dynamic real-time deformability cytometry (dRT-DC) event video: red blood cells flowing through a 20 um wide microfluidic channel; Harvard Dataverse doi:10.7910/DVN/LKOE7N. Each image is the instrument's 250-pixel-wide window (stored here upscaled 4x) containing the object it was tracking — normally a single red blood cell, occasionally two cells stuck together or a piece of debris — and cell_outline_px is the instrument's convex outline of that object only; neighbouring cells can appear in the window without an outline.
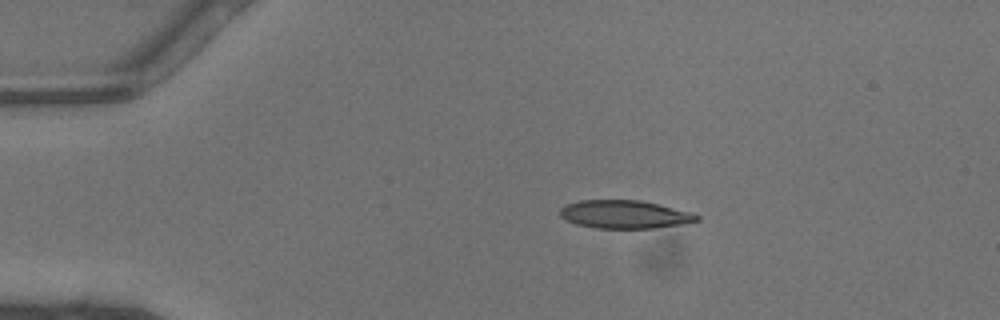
{"species": "common noctule bat (a hibernating species)", "species_latin": "Nyctalus noctula", "temperature_condition": "warm", "stored_images_in_passage": 38, "camera_frame_rate_fps": 3000, "um_per_image_px": 0.085, "animal": {"sex": "male", "body_mass_g": 13.3}, "frame": {"image": 1, "passage_image": 1, "time_ms": 0.0, "image_size_px": [1000, 320], "cell_outline_px": [[700, 220], [680, 224], [652, 228], [596, 228], [576, 224], [560, 216], [560, 208], [568, 204], [580, 200], [640, 200], [660, 204], [692, 212], [700, 216]], "centroid_in_image_um": [53.12, 18.21], "position_along_channel_um": 31.9, "area_um2": 22.37}}
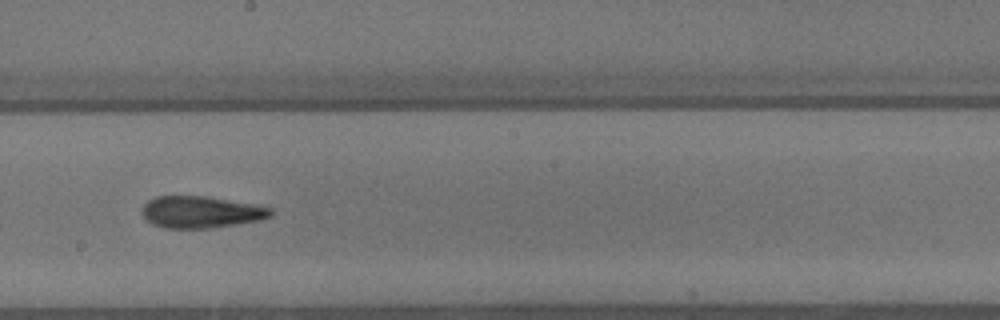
{"frame": {"image": 2, "passage_image": 18, "time_ms": 5.667, "image_size_px": [1000, 320], "cell_outline_px": [[276, 212], [272, 216], [260, 220], [216, 228], [164, 228], [152, 224], [144, 216], [140, 208], [148, 200], [156, 196], [204, 196], [252, 204], [272, 208]], "centroid_in_image_um": [17.09, 18.03], "position_along_channel_um": 231.1, "area_um2": 23.99}}
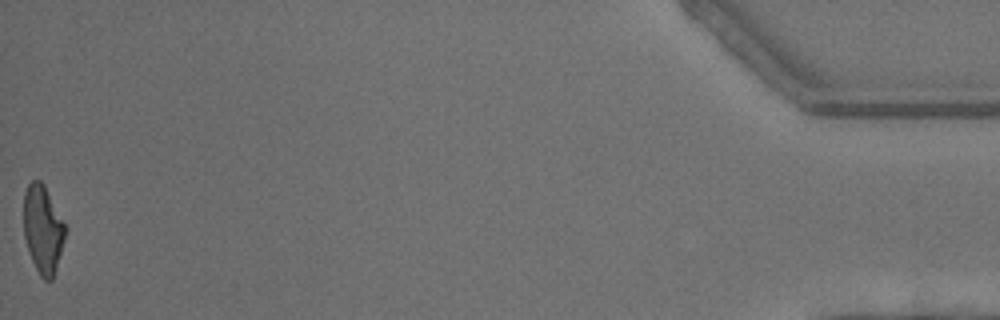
{"frame": {"image": 3, "passage_image": 38, "time_ms": 12.333, "image_size_px": [1000, 320], "cell_outline_px": [[68, 228], [52, 280], [44, 280], [40, 276], [32, 260], [24, 236], [24, 192], [28, 184], [32, 180], [40, 180], [44, 184]], "centroid_in_image_um": [3.66, 19.46], "position_along_channel_um": 431.5, "area_um2": 21.33}, "authors_computed_cell_mechanics": {"area_um2": 22.9755, "velocity_mm_per_s": 4.5166, "shape_relaxation_time_tau1_ms": null, "shape_relaxation_time_tau2_ms": 1.5544, "deformation_change_tau1": null, "deformation_change_tau2": 0.1242}}